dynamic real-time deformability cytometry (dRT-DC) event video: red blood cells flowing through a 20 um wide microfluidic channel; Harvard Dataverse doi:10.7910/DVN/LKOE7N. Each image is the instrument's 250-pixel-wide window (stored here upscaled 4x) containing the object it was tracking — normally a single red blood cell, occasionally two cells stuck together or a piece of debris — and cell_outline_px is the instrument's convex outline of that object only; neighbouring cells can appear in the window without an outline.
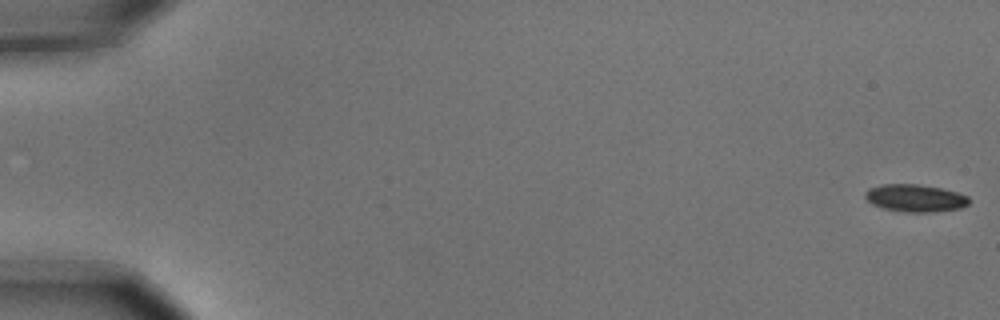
{"species": "common noctule bat (a hibernating species)", "species_latin": "Nyctalus noctula", "temperature_condition": "cold", "stored_images_in_passage": 6, "camera_frame_rate_fps": 3000, "um_per_image_px": 0.085, "animal": {"sex": "male", "body_mass_g": 15.6}, "frame": {"image": 1, "passage_image": 1, "time_ms": 0.0, "image_size_px": [1000, 320], "cell_outline_px": [[968, 204], [960, 208], [932, 212], [908, 212], [884, 208], [872, 204], [864, 196], [864, 192], [868, 188], [884, 184], [916, 184], [940, 188], [956, 192], [968, 196]], "centroid_in_image_um": [77.76, 16.83], "position_along_channel_um": 7.2, "area_um2": 16.42}}
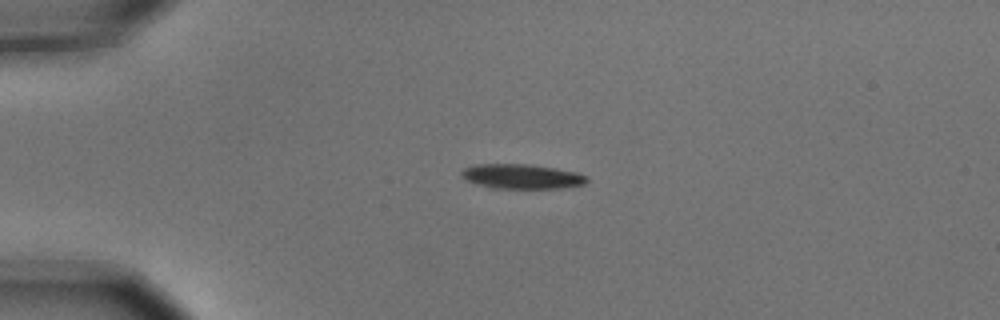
{"frame": {"image": 2, "passage_image": 4, "time_ms": 1.0, "image_size_px": [1000, 320], "cell_outline_px": [[588, 180], [584, 184], [564, 188], [488, 188], [468, 180], [460, 172], [464, 168], [476, 164], [528, 164], [556, 168], [576, 172], [588, 176]], "centroid_in_image_um": [44.39, 14.99], "position_along_channel_um": 40.6, "area_um2": 17.98}}
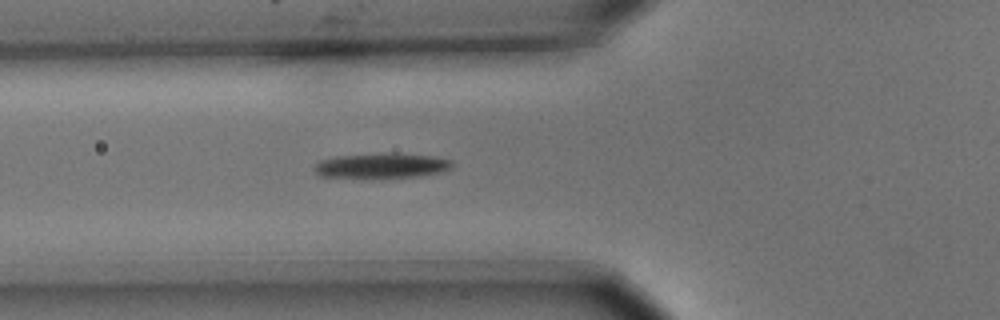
{"frame": {"image": 3, "passage_image": 6, "time_ms": 1.667, "image_size_px": [1000, 320], "cell_outline_px": [[452, 168], [444, 172], [416, 176], [316, 176], [312, 168], [320, 160], [332, 156], [392, 152], [432, 156], [452, 160]], "centroid_in_image_um": [32.43, 14.04], "position_along_channel_um": 93.4, "area_um2": 19.88}}